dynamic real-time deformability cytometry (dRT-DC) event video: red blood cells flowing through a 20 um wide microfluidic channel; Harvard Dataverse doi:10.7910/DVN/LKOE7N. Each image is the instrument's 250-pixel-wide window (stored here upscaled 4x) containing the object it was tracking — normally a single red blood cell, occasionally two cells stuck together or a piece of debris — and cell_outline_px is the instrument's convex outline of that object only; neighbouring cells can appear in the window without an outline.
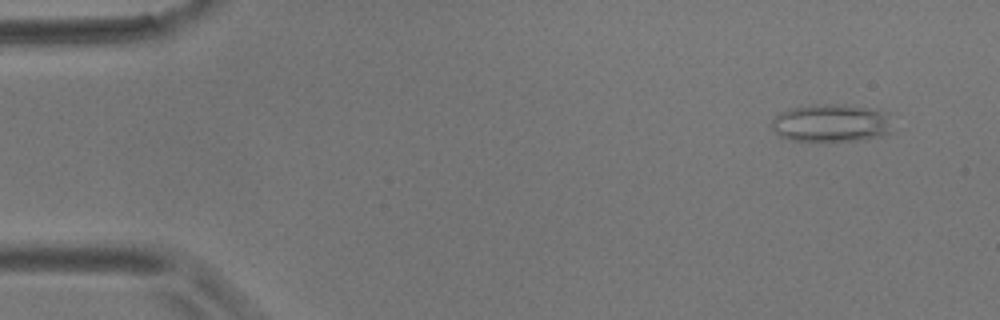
{"species": "common noctule bat (a hibernating species)", "species_latin": "Nyctalus noctula", "temperature_condition": "room temperature", "stored_images_in_passage": 44, "camera_frame_rate_fps": 3000, "um_per_image_px": 0.085, "animal": {"sex": "male", "body_mass_g": 17.9}, "frame": {"image": 1, "passage_image": 4, "time_ms": 1.0, "image_size_px": [1000, 320], "cell_outline_px": [[888, 132], [880, 136], [856, 140], [792, 140], [780, 136], [772, 128], [772, 120], [780, 112], [788, 108], [816, 104], [844, 104], [868, 108], [888, 112]], "centroid_in_image_um": [70.6, 10.43], "position_along_channel_um": 14.4, "area_um2": 26.18}}
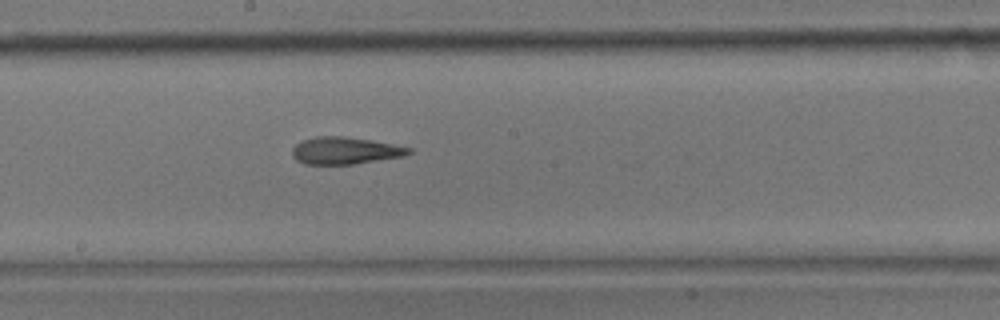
{"frame": {"image": 2, "passage_image": 30, "time_ms": 9.667, "image_size_px": [1000, 320], "cell_outline_px": [[412, 152], [404, 156], [352, 164], [304, 164], [296, 160], [292, 156], [292, 148], [296, 144], [304, 140], [316, 136], [344, 136], [372, 140], [412, 148]], "centroid_in_image_um": [29.32, 12.8], "position_along_channel_um": 218.9, "area_um2": 18.38}}
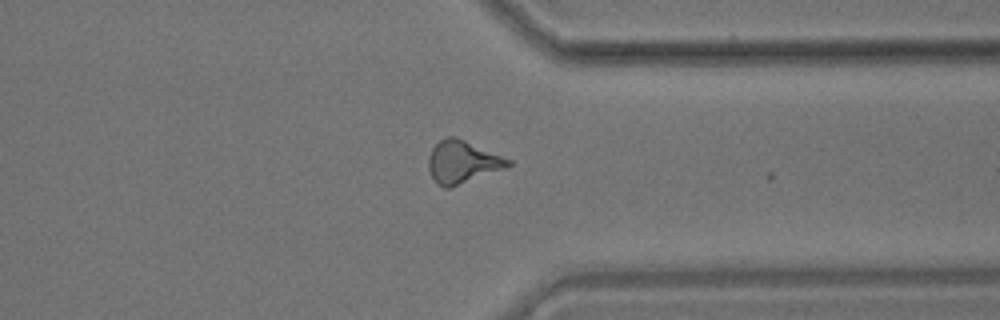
{"frame": {"image": 3, "passage_image": 43, "time_ms": 14.0, "image_size_px": [1000, 320], "cell_outline_px": [[512, 164], [504, 168], [448, 188], [444, 188], [436, 184], [428, 168], [428, 156], [432, 148], [440, 140], [448, 136], [456, 136], [512, 160]], "centroid_in_image_um": [39.27, 13.75], "position_along_channel_um": 372.1, "area_um2": 19.54}}